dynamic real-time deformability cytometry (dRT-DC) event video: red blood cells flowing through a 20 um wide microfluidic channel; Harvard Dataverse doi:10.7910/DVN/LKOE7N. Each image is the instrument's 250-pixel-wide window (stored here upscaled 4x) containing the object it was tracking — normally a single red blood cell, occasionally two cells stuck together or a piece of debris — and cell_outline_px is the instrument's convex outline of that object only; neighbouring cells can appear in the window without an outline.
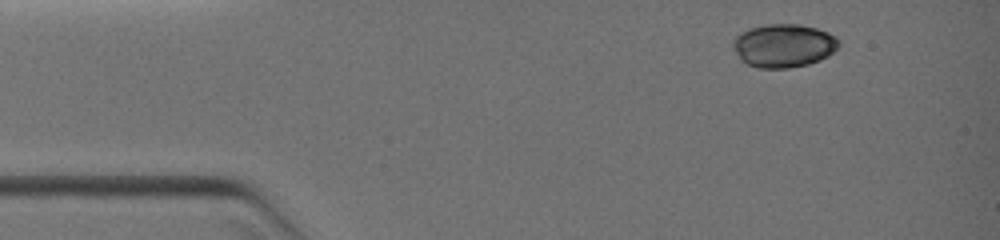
{"species": "common noctule bat (a hibernating species)", "species_latin": "Nyctalus noctula", "temperature_condition": "warm", "stored_images_in_passage": 6, "camera_frame_rate_fps": 3000, "um_per_image_px": 0.085, "animal": {"sex": "female", "body_mass_g": 19.0, "forearm_length_mm": 51.5}, "frame": {"image": 1, "passage_image": 1, "time_ms": 0.0, "image_size_px": [1000, 240], "cell_outline_px": [[840, 44], [828, 56], [820, 60], [808, 64], [788, 68], [756, 68], [740, 60], [736, 52], [736, 36], [740, 32], [748, 28], [768, 24], [800, 24], [816, 28], [828, 32], [836, 36], [840, 40]], "centroid_in_image_um": [66.65, 3.87], "position_along_channel_um": 18.4, "area_um2": 26.65}}